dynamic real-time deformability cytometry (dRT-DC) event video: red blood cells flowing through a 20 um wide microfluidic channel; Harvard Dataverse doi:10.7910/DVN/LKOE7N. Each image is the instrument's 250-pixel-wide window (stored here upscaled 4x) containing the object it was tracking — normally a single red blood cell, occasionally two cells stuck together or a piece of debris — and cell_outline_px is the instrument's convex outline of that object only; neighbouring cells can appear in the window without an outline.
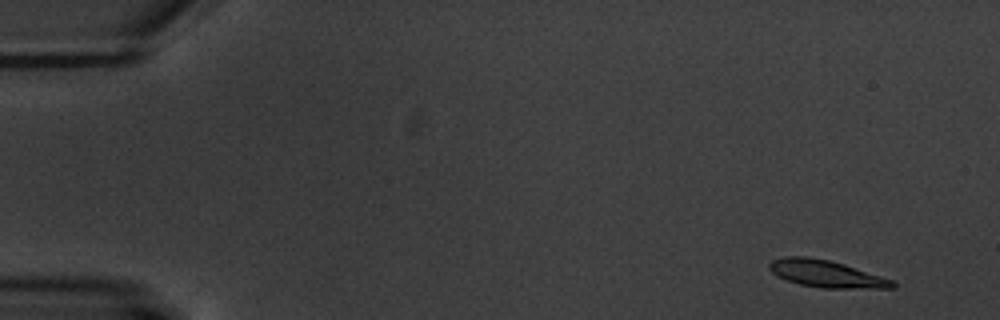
{"species": "common noctule bat (a hibernating species)", "species_latin": "Nyctalus noctula", "temperature_condition": "warm", "stored_images_in_passage": 5, "segment_of_instrument_passage": [2, 2], "camera_frame_rate_fps": 3000, "um_per_image_px": 0.085, "animal": {"sex": "male", "body_mass_g": 20.1, "forearm_length_mm": 53.5}, "frame": {"image": 1, "passage_image": 5, "time_ms": 5.667, "image_size_px": [1000, 320], "cell_outline_px": [[896, 288], [820, 288], [800, 284], [776, 276], [768, 268], [768, 264], [772, 260], [784, 256], [808, 256], [828, 260], [844, 264], [892, 280], [896, 284]], "centroid_in_image_um": [70.19, 23.27], "position_along_channel_um": 14.8, "area_um2": 19.36}}